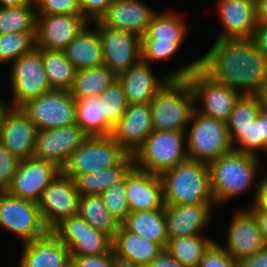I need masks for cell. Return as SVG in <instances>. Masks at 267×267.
<instances>
[{
    "instance_id": "obj_1",
    "label": "cell",
    "mask_w": 267,
    "mask_h": 267,
    "mask_svg": "<svg viewBox=\"0 0 267 267\" xmlns=\"http://www.w3.org/2000/svg\"><path fill=\"white\" fill-rule=\"evenodd\" d=\"M198 67L213 81L241 94L263 95L267 80V58L249 39H216L200 57ZM241 90V91H240Z\"/></svg>"
},
{
    "instance_id": "obj_2",
    "label": "cell",
    "mask_w": 267,
    "mask_h": 267,
    "mask_svg": "<svg viewBox=\"0 0 267 267\" xmlns=\"http://www.w3.org/2000/svg\"><path fill=\"white\" fill-rule=\"evenodd\" d=\"M259 159L233 149L208 164L211 193L217 206L253 187L256 175L263 167Z\"/></svg>"
},
{
    "instance_id": "obj_3",
    "label": "cell",
    "mask_w": 267,
    "mask_h": 267,
    "mask_svg": "<svg viewBox=\"0 0 267 267\" xmlns=\"http://www.w3.org/2000/svg\"><path fill=\"white\" fill-rule=\"evenodd\" d=\"M159 176L165 205L215 204L208 163L188 159Z\"/></svg>"
},
{
    "instance_id": "obj_4",
    "label": "cell",
    "mask_w": 267,
    "mask_h": 267,
    "mask_svg": "<svg viewBox=\"0 0 267 267\" xmlns=\"http://www.w3.org/2000/svg\"><path fill=\"white\" fill-rule=\"evenodd\" d=\"M153 131H186L195 109L186 79H170L149 104Z\"/></svg>"
},
{
    "instance_id": "obj_5",
    "label": "cell",
    "mask_w": 267,
    "mask_h": 267,
    "mask_svg": "<svg viewBox=\"0 0 267 267\" xmlns=\"http://www.w3.org/2000/svg\"><path fill=\"white\" fill-rule=\"evenodd\" d=\"M186 131H152L133 155L134 167L160 175L188 160Z\"/></svg>"
},
{
    "instance_id": "obj_6",
    "label": "cell",
    "mask_w": 267,
    "mask_h": 267,
    "mask_svg": "<svg viewBox=\"0 0 267 267\" xmlns=\"http://www.w3.org/2000/svg\"><path fill=\"white\" fill-rule=\"evenodd\" d=\"M176 11L158 13L145 35L141 36V59L151 62L169 61L185 40L187 26Z\"/></svg>"
},
{
    "instance_id": "obj_7",
    "label": "cell",
    "mask_w": 267,
    "mask_h": 267,
    "mask_svg": "<svg viewBox=\"0 0 267 267\" xmlns=\"http://www.w3.org/2000/svg\"><path fill=\"white\" fill-rule=\"evenodd\" d=\"M189 123V132L186 134L189 159L209 164L233 150L226 122L194 109Z\"/></svg>"
},
{
    "instance_id": "obj_8",
    "label": "cell",
    "mask_w": 267,
    "mask_h": 267,
    "mask_svg": "<svg viewBox=\"0 0 267 267\" xmlns=\"http://www.w3.org/2000/svg\"><path fill=\"white\" fill-rule=\"evenodd\" d=\"M200 63V58L186 66L166 74L159 79L151 69V63L140 59L126 71L118 75L122 84L128 105L150 104L153 97L170 79H185Z\"/></svg>"
},
{
    "instance_id": "obj_9",
    "label": "cell",
    "mask_w": 267,
    "mask_h": 267,
    "mask_svg": "<svg viewBox=\"0 0 267 267\" xmlns=\"http://www.w3.org/2000/svg\"><path fill=\"white\" fill-rule=\"evenodd\" d=\"M126 155L112 136L86 137L61 171L75 179L85 173L112 167Z\"/></svg>"
},
{
    "instance_id": "obj_10",
    "label": "cell",
    "mask_w": 267,
    "mask_h": 267,
    "mask_svg": "<svg viewBox=\"0 0 267 267\" xmlns=\"http://www.w3.org/2000/svg\"><path fill=\"white\" fill-rule=\"evenodd\" d=\"M37 130L76 124V99L68 90L53 89L21 106Z\"/></svg>"
},
{
    "instance_id": "obj_11",
    "label": "cell",
    "mask_w": 267,
    "mask_h": 267,
    "mask_svg": "<svg viewBox=\"0 0 267 267\" xmlns=\"http://www.w3.org/2000/svg\"><path fill=\"white\" fill-rule=\"evenodd\" d=\"M194 95L195 110L205 116L227 122L241 92L219 84L207 76L199 67L185 78ZM200 102L202 108H197Z\"/></svg>"
},
{
    "instance_id": "obj_12",
    "label": "cell",
    "mask_w": 267,
    "mask_h": 267,
    "mask_svg": "<svg viewBox=\"0 0 267 267\" xmlns=\"http://www.w3.org/2000/svg\"><path fill=\"white\" fill-rule=\"evenodd\" d=\"M11 66V107H21L27 101L53 90L43 67L42 55L36 48L15 60Z\"/></svg>"
},
{
    "instance_id": "obj_13",
    "label": "cell",
    "mask_w": 267,
    "mask_h": 267,
    "mask_svg": "<svg viewBox=\"0 0 267 267\" xmlns=\"http://www.w3.org/2000/svg\"><path fill=\"white\" fill-rule=\"evenodd\" d=\"M0 226L18 236L22 245L42 235L46 226L38 203L0 192Z\"/></svg>"
},
{
    "instance_id": "obj_14",
    "label": "cell",
    "mask_w": 267,
    "mask_h": 267,
    "mask_svg": "<svg viewBox=\"0 0 267 267\" xmlns=\"http://www.w3.org/2000/svg\"><path fill=\"white\" fill-rule=\"evenodd\" d=\"M52 230L68 248L71 257L99 256L112 250V239L78 214L62 220Z\"/></svg>"
},
{
    "instance_id": "obj_15",
    "label": "cell",
    "mask_w": 267,
    "mask_h": 267,
    "mask_svg": "<svg viewBox=\"0 0 267 267\" xmlns=\"http://www.w3.org/2000/svg\"><path fill=\"white\" fill-rule=\"evenodd\" d=\"M79 196L75 180L60 171L37 202L46 228L53 229L62 220L76 215Z\"/></svg>"
},
{
    "instance_id": "obj_16",
    "label": "cell",
    "mask_w": 267,
    "mask_h": 267,
    "mask_svg": "<svg viewBox=\"0 0 267 267\" xmlns=\"http://www.w3.org/2000/svg\"><path fill=\"white\" fill-rule=\"evenodd\" d=\"M98 29L104 65L117 76L141 59V37L131 31L116 30L93 22Z\"/></svg>"
},
{
    "instance_id": "obj_17",
    "label": "cell",
    "mask_w": 267,
    "mask_h": 267,
    "mask_svg": "<svg viewBox=\"0 0 267 267\" xmlns=\"http://www.w3.org/2000/svg\"><path fill=\"white\" fill-rule=\"evenodd\" d=\"M86 137L77 124L37 130L33 157L54 163L62 170Z\"/></svg>"
},
{
    "instance_id": "obj_18",
    "label": "cell",
    "mask_w": 267,
    "mask_h": 267,
    "mask_svg": "<svg viewBox=\"0 0 267 267\" xmlns=\"http://www.w3.org/2000/svg\"><path fill=\"white\" fill-rule=\"evenodd\" d=\"M60 171L54 163L33 156L21 159L6 192L18 198L38 202L45 188Z\"/></svg>"
},
{
    "instance_id": "obj_19",
    "label": "cell",
    "mask_w": 267,
    "mask_h": 267,
    "mask_svg": "<svg viewBox=\"0 0 267 267\" xmlns=\"http://www.w3.org/2000/svg\"><path fill=\"white\" fill-rule=\"evenodd\" d=\"M36 48L62 51L89 23L82 15L36 14Z\"/></svg>"
},
{
    "instance_id": "obj_20",
    "label": "cell",
    "mask_w": 267,
    "mask_h": 267,
    "mask_svg": "<svg viewBox=\"0 0 267 267\" xmlns=\"http://www.w3.org/2000/svg\"><path fill=\"white\" fill-rule=\"evenodd\" d=\"M222 248L237 262L254 255L266 246L258 223L250 210L234 213Z\"/></svg>"
},
{
    "instance_id": "obj_21",
    "label": "cell",
    "mask_w": 267,
    "mask_h": 267,
    "mask_svg": "<svg viewBox=\"0 0 267 267\" xmlns=\"http://www.w3.org/2000/svg\"><path fill=\"white\" fill-rule=\"evenodd\" d=\"M37 129L21 107H10L4 114L0 143L17 158L32 157Z\"/></svg>"
},
{
    "instance_id": "obj_22",
    "label": "cell",
    "mask_w": 267,
    "mask_h": 267,
    "mask_svg": "<svg viewBox=\"0 0 267 267\" xmlns=\"http://www.w3.org/2000/svg\"><path fill=\"white\" fill-rule=\"evenodd\" d=\"M217 14L222 29L218 40L249 39L255 31V0H218Z\"/></svg>"
},
{
    "instance_id": "obj_23",
    "label": "cell",
    "mask_w": 267,
    "mask_h": 267,
    "mask_svg": "<svg viewBox=\"0 0 267 267\" xmlns=\"http://www.w3.org/2000/svg\"><path fill=\"white\" fill-rule=\"evenodd\" d=\"M152 131L149 104H132L127 106L111 136L127 154L134 155Z\"/></svg>"
},
{
    "instance_id": "obj_24",
    "label": "cell",
    "mask_w": 267,
    "mask_h": 267,
    "mask_svg": "<svg viewBox=\"0 0 267 267\" xmlns=\"http://www.w3.org/2000/svg\"><path fill=\"white\" fill-rule=\"evenodd\" d=\"M22 248L18 267H70V251L52 229H47Z\"/></svg>"
},
{
    "instance_id": "obj_25",
    "label": "cell",
    "mask_w": 267,
    "mask_h": 267,
    "mask_svg": "<svg viewBox=\"0 0 267 267\" xmlns=\"http://www.w3.org/2000/svg\"><path fill=\"white\" fill-rule=\"evenodd\" d=\"M156 14V10L141 0H114L99 22L105 27L131 31L141 37Z\"/></svg>"
},
{
    "instance_id": "obj_26",
    "label": "cell",
    "mask_w": 267,
    "mask_h": 267,
    "mask_svg": "<svg viewBox=\"0 0 267 267\" xmlns=\"http://www.w3.org/2000/svg\"><path fill=\"white\" fill-rule=\"evenodd\" d=\"M130 212L164 208L163 184L159 175L133 167L126 175Z\"/></svg>"
},
{
    "instance_id": "obj_27",
    "label": "cell",
    "mask_w": 267,
    "mask_h": 267,
    "mask_svg": "<svg viewBox=\"0 0 267 267\" xmlns=\"http://www.w3.org/2000/svg\"><path fill=\"white\" fill-rule=\"evenodd\" d=\"M214 204L165 205L164 213L168 239L202 235L210 222Z\"/></svg>"
},
{
    "instance_id": "obj_28",
    "label": "cell",
    "mask_w": 267,
    "mask_h": 267,
    "mask_svg": "<svg viewBox=\"0 0 267 267\" xmlns=\"http://www.w3.org/2000/svg\"><path fill=\"white\" fill-rule=\"evenodd\" d=\"M87 24L62 50L76 70L104 65L101 38L97 27Z\"/></svg>"
},
{
    "instance_id": "obj_29",
    "label": "cell",
    "mask_w": 267,
    "mask_h": 267,
    "mask_svg": "<svg viewBox=\"0 0 267 267\" xmlns=\"http://www.w3.org/2000/svg\"><path fill=\"white\" fill-rule=\"evenodd\" d=\"M112 250L115 257L125 259L145 267L164 248L155 242L127 230L122 224L112 239Z\"/></svg>"
},
{
    "instance_id": "obj_30",
    "label": "cell",
    "mask_w": 267,
    "mask_h": 267,
    "mask_svg": "<svg viewBox=\"0 0 267 267\" xmlns=\"http://www.w3.org/2000/svg\"><path fill=\"white\" fill-rule=\"evenodd\" d=\"M133 167V155L127 154L112 167L77 176L74 180L79 195L102 194L109 187L123 180Z\"/></svg>"
},
{
    "instance_id": "obj_31",
    "label": "cell",
    "mask_w": 267,
    "mask_h": 267,
    "mask_svg": "<svg viewBox=\"0 0 267 267\" xmlns=\"http://www.w3.org/2000/svg\"><path fill=\"white\" fill-rule=\"evenodd\" d=\"M122 225L130 232L166 248L168 234L164 208L130 212Z\"/></svg>"
},
{
    "instance_id": "obj_32",
    "label": "cell",
    "mask_w": 267,
    "mask_h": 267,
    "mask_svg": "<svg viewBox=\"0 0 267 267\" xmlns=\"http://www.w3.org/2000/svg\"><path fill=\"white\" fill-rule=\"evenodd\" d=\"M263 105L262 95L243 94L237 100L226 122L233 148L236 144L241 146L247 140V128L254 123Z\"/></svg>"
},
{
    "instance_id": "obj_33",
    "label": "cell",
    "mask_w": 267,
    "mask_h": 267,
    "mask_svg": "<svg viewBox=\"0 0 267 267\" xmlns=\"http://www.w3.org/2000/svg\"><path fill=\"white\" fill-rule=\"evenodd\" d=\"M76 124L87 137L111 136L114 129L102 115V101L98 95L76 100Z\"/></svg>"
},
{
    "instance_id": "obj_34",
    "label": "cell",
    "mask_w": 267,
    "mask_h": 267,
    "mask_svg": "<svg viewBox=\"0 0 267 267\" xmlns=\"http://www.w3.org/2000/svg\"><path fill=\"white\" fill-rule=\"evenodd\" d=\"M77 214L94 229L103 232L111 239L114 238L121 225L107 210L101 194L80 195Z\"/></svg>"
},
{
    "instance_id": "obj_35",
    "label": "cell",
    "mask_w": 267,
    "mask_h": 267,
    "mask_svg": "<svg viewBox=\"0 0 267 267\" xmlns=\"http://www.w3.org/2000/svg\"><path fill=\"white\" fill-rule=\"evenodd\" d=\"M118 76L106 65L94 68L76 70L73 86L70 94L79 100L81 97L89 95H100Z\"/></svg>"
},
{
    "instance_id": "obj_36",
    "label": "cell",
    "mask_w": 267,
    "mask_h": 267,
    "mask_svg": "<svg viewBox=\"0 0 267 267\" xmlns=\"http://www.w3.org/2000/svg\"><path fill=\"white\" fill-rule=\"evenodd\" d=\"M42 55V63L52 89L70 90L73 86L76 68L63 51L36 48Z\"/></svg>"
},
{
    "instance_id": "obj_37",
    "label": "cell",
    "mask_w": 267,
    "mask_h": 267,
    "mask_svg": "<svg viewBox=\"0 0 267 267\" xmlns=\"http://www.w3.org/2000/svg\"><path fill=\"white\" fill-rule=\"evenodd\" d=\"M213 242V239L205 238L204 235H192L168 239L165 249L185 267H198Z\"/></svg>"
},
{
    "instance_id": "obj_38",
    "label": "cell",
    "mask_w": 267,
    "mask_h": 267,
    "mask_svg": "<svg viewBox=\"0 0 267 267\" xmlns=\"http://www.w3.org/2000/svg\"><path fill=\"white\" fill-rule=\"evenodd\" d=\"M36 6L0 7V34L35 32Z\"/></svg>"
},
{
    "instance_id": "obj_39",
    "label": "cell",
    "mask_w": 267,
    "mask_h": 267,
    "mask_svg": "<svg viewBox=\"0 0 267 267\" xmlns=\"http://www.w3.org/2000/svg\"><path fill=\"white\" fill-rule=\"evenodd\" d=\"M35 48V32L0 34V64L13 63Z\"/></svg>"
},
{
    "instance_id": "obj_40",
    "label": "cell",
    "mask_w": 267,
    "mask_h": 267,
    "mask_svg": "<svg viewBox=\"0 0 267 267\" xmlns=\"http://www.w3.org/2000/svg\"><path fill=\"white\" fill-rule=\"evenodd\" d=\"M102 115L114 127L123 116L128 104L122 84L116 80L102 94Z\"/></svg>"
},
{
    "instance_id": "obj_41",
    "label": "cell",
    "mask_w": 267,
    "mask_h": 267,
    "mask_svg": "<svg viewBox=\"0 0 267 267\" xmlns=\"http://www.w3.org/2000/svg\"><path fill=\"white\" fill-rule=\"evenodd\" d=\"M101 196L107 210L122 224L130 213L126 194V176L105 190Z\"/></svg>"
},
{
    "instance_id": "obj_42",
    "label": "cell",
    "mask_w": 267,
    "mask_h": 267,
    "mask_svg": "<svg viewBox=\"0 0 267 267\" xmlns=\"http://www.w3.org/2000/svg\"><path fill=\"white\" fill-rule=\"evenodd\" d=\"M36 14L81 15L80 0H34Z\"/></svg>"
},
{
    "instance_id": "obj_43",
    "label": "cell",
    "mask_w": 267,
    "mask_h": 267,
    "mask_svg": "<svg viewBox=\"0 0 267 267\" xmlns=\"http://www.w3.org/2000/svg\"><path fill=\"white\" fill-rule=\"evenodd\" d=\"M198 267H237L234 260L223 248L214 241L204 253Z\"/></svg>"
},
{
    "instance_id": "obj_44",
    "label": "cell",
    "mask_w": 267,
    "mask_h": 267,
    "mask_svg": "<svg viewBox=\"0 0 267 267\" xmlns=\"http://www.w3.org/2000/svg\"><path fill=\"white\" fill-rule=\"evenodd\" d=\"M20 159L0 143V192H6L16 174Z\"/></svg>"
},
{
    "instance_id": "obj_45",
    "label": "cell",
    "mask_w": 267,
    "mask_h": 267,
    "mask_svg": "<svg viewBox=\"0 0 267 267\" xmlns=\"http://www.w3.org/2000/svg\"><path fill=\"white\" fill-rule=\"evenodd\" d=\"M114 0H80V14L88 22H96L106 13Z\"/></svg>"
},
{
    "instance_id": "obj_46",
    "label": "cell",
    "mask_w": 267,
    "mask_h": 267,
    "mask_svg": "<svg viewBox=\"0 0 267 267\" xmlns=\"http://www.w3.org/2000/svg\"><path fill=\"white\" fill-rule=\"evenodd\" d=\"M233 149L260 157L258 152L261 151V130L257 118L247 128V140L241 146H235Z\"/></svg>"
},
{
    "instance_id": "obj_47",
    "label": "cell",
    "mask_w": 267,
    "mask_h": 267,
    "mask_svg": "<svg viewBox=\"0 0 267 267\" xmlns=\"http://www.w3.org/2000/svg\"><path fill=\"white\" fill-rule=\"evenodd\" d=\"M113 250L99 256L71 257L70 267H113Z\"/></svg>"
},
{
    "instance_id": "obj_48",
    "label": "cell",
    "mask_w": 267,
    "mask_h": 267,
    "mask_svg": "<svg viewBox=\"0 0 267 267\" xmlns=\"http://www.w3.org/2000/svg\"><path fill=\"white\" fill-rule=\"evenodd\" d=\"M252 205L249 210L252 213H265L267 214V176L260 179L258 185L255 187Z\"/></svg>"
},
{
    "instance_id": "obj_49",
    "label": "cell",
    "mask_w": 267,
    "mask_h": 267,
    "mask_svg": "<svg viewBox=\"0 0 267 267\" xmlns=\"http://www.w3.org/2000/svg\"><path fill=\"white\" fill-rule=\"evenodd\" d=\"M251 39L257 49L267 58V22H257Z\"/></svg>"
},
{
    "instance_id": "obj_50",
    "label": "cell",
    "mask_w": 267,
    "mask_h": 267,
    "mask_svg": "<svg viewBox=\"0 0 267 267\" xmlns=\"http://www.w3.org/2000/svg\"><path fill=\"white\" fill-rule=\"evenodd\" d=\"M237 267H267V246L257 251L254 255L239 260Z\"/></svg>"
},
{
    "instance_id": "obj_51",
    "label": "cell",
    "mask_w": 267,
    "mask_h": 267,
    "mask_svg": "<svg viewBox=\"0 0 267 267\" xmlns=\"http://www.w3.org/2000/svg\"><path fill=\"white\" fill-rule=\"evenodd\" d=\"M145 267H185L176 260L168 251L164 249L157 257H155Z\"/></svg>"
},
{
    "instance_id": "obj_52",
    "label": "cell",
    "mask_w": 267,
    "mask_h": 267,
    "mask_svg": "<svg viewBox=\"0 0 267 267\" xmlns=\"http://www.w3.org/2000/svg\"><path fill=\"white\" fill-rule=\"evenodd\" d=\"M260 122L261 151L267 153V106L263 105L256 117Z\"/></svg>"
},
{
    "instance_id": "obj_53",
    "label": "cell",
    "mask_w": 267,
    "mask_h": 267,
    "mask_svg": "<svg viewBox=\"0 0 267 267\" xmlns=\"http://www.w3.org/2000/svg\"><path fill=\"white\" fill-rule=\"evenodd\" d=\"M257 22H267V0H255Z\"/></svg>"
},
{
    "instance_id": "obj_54",
    "label": "cell",
    "mask_w": 267,
    "mask_h": 267,
    "mask_svg": "<svg viewBox=\"0 0 267 267\" xmlns=\"http://www.w3.org/2000/svg\"><path fill=\"white\" fill-rule=\"evenodd\" d=\"M258 223L260 231L263 235L264 242L267 246V214L265 213H252Z\"/></svg>"
},
{
    "instance_id": "obj_55",
    "label": "cell",
    "mask_w": 267,
    "mask_h": 267,
    "mask_svg": "<svg viewBox=\"0 0 267 267\" xmlns=\"http://www.w3.org/2000/svg\"><path fill=\"white\" fill-rule=\"evenodd\" d=\"M35 6L34 0H0V7Z\"/></svg>"
},
{
    "instance_id": "obj_56",
    "label": "cell",
    "mask_w": 267,
    "mask_h": 267,
    "mask_svg": "<svg viewBox=\"0 0 267 267\" xmlns=\"http://www.w3.org/2000/svg\"><path fill=\"white\" fill-rule=\"evenodd\" d=\"M113 267H143L137 264H134L131 261L125 260V259H121L118 257L113 258Z\"/></svg>"
},
{
    "instance_id": "obj_57",
    "label": "cell",
    "mask_w": 267,
    "mask_h": 267,
    "mask_svg": "<svg viewBox=\"0 0 267 267\" xmlns=\"http://www.w3.org/2000/svg\"><path fill=\"white\" fill-rule=\"evenodd\" d=\"M6 104L5 101H3L2 99H0V129H1V125H2V120H3V116L5 114V112L10 108V106Z\"/></svg>"
},
{
    "instance_id": "obj_58",
    "label": "cell",
    "mask_w": 267,
    "mask_h": 267,
    "mask_svg": "<svg viewBox=\"0 0 267 267\" xmlns=\"http://www.w3.org/2000/svg\"><path fill=\"white\" fill-rule=\"evenodd\" d=\"M264 105L267 106V93H263Z\"/></svg>"
},
{
    "instance_id": "obj_59",
    "label": "cell",
    "mask_w": 267,
    "mask_h": 267,
    "mask_svg": "<svg viewBox=\"0 0 267 267\" xmlns=\"http://www.w3.org/2000/svg\"><path fill=\"white\" fill-rule=\"evenodd\" d=\"M264 93H267V80H266V85H265Z\"/></svg>"
}]
</instances>
